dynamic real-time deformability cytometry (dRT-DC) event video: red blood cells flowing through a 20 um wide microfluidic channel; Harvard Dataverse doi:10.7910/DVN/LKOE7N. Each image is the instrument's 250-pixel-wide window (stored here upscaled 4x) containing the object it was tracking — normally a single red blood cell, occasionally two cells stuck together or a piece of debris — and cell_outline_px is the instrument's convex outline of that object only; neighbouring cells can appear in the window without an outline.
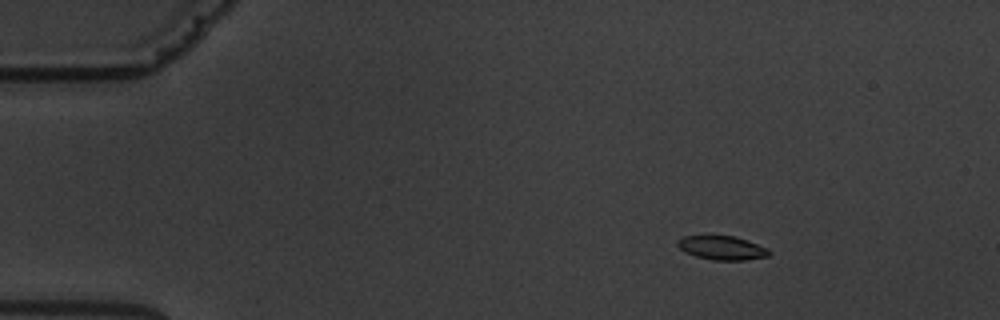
{"species": "common noctule bat (a hibernating species)", "species_latin": "Nyctalus noctula", "temperature_condition": "warm", "stored_images_in_passage": 5, "camera_frame_rate_fps": 3000, "um_per_image_px": 0.085, "animal": {"sex": "male", "body_mass_g": 19.5, "forearm_length_mm": 54.6}, "frame": {"image": 1, "passage_image": 2, "time_ms": 1.0, "image_size_px": [1000, 320], "cell_outline_px": [[772, 252], [768, 256], [744, 260], [712, 260], [696, 256], [684, 252], [676, 244], [676, 240], [684, 236], [736, 236], [748, 240], [768, 248]], "centroid_in_image_um": [61.38, 21.06], "position_along_channel_um": 23.6, "area_um2": 12.83}}